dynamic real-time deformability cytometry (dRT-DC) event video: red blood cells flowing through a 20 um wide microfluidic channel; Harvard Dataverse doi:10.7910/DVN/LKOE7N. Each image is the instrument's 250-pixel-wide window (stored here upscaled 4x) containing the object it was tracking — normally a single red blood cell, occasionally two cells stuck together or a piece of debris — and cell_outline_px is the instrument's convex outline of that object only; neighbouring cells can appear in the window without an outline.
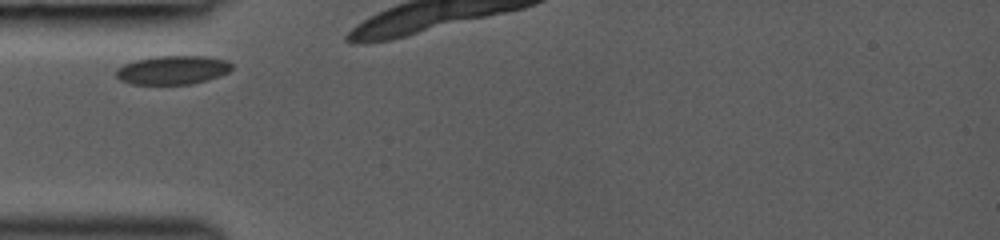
{"species": "common noctule bat (a hibernating species)", "species_latin": "Nyctalus noctula", "temperature_condition": "room temperature", "stored_images_in_passage": 3, "camera_frame_rate_fps": 3000, "um_per_image_px": 0.085, "animal": {"sex": "female", "body_mass_g": 19.0, "forearm_length_mm": 53.3}, "frame": {"image": 1, "passage_image": 1, "time_ms": 0.0, "image_size_px": [1000, 240], "cell_outline_px": [[232, 68], [228, 72], [208, 80], [192, 84], [132, 84], [120, 80], [116, 76], [116, 68], [124, 64], [136, 60], [156, 56], [204, 56], [228, 60], [232, 64]], "centroid_in_image_um": [14.68, 5.95], "position_along_channel_um": 70.3, "area_um2": 19.42}}